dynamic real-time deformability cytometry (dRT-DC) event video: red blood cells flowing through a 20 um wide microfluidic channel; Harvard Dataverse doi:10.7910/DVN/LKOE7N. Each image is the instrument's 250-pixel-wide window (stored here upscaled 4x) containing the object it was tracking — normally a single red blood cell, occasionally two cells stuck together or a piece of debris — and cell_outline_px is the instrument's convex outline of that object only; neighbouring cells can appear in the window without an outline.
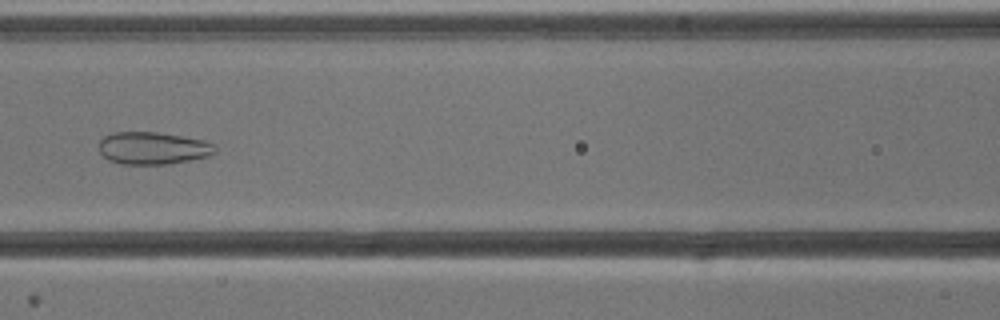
{"species": "common noctule bat (a hibernating species)", "species_latin": "Nyctalus noctula", "temperature_condition": "cold", "stored_images_in_passage": 8, "camera_frame_rate_fps": 3000, "um_per_image_px": 0.085, "animal": {"sex": "male", "body_mass_g": 13.3}, "frame": {"image": 1, "passage_image": 5, "time_ms": 4.667, "image_size_px": [1000, 320], "cell_outline_px": [[216, 152], [208, 156], [168, 164], [120, 164], [108, 160], [100, 152], [100, 140], [104, 136], [112, 132], [156, 132], [204, 140], [216, 144]], "centroid_in_image_um": [13.0, 12.59], "position_along_channel_um": 153.6, "area_um2": 21.91}}